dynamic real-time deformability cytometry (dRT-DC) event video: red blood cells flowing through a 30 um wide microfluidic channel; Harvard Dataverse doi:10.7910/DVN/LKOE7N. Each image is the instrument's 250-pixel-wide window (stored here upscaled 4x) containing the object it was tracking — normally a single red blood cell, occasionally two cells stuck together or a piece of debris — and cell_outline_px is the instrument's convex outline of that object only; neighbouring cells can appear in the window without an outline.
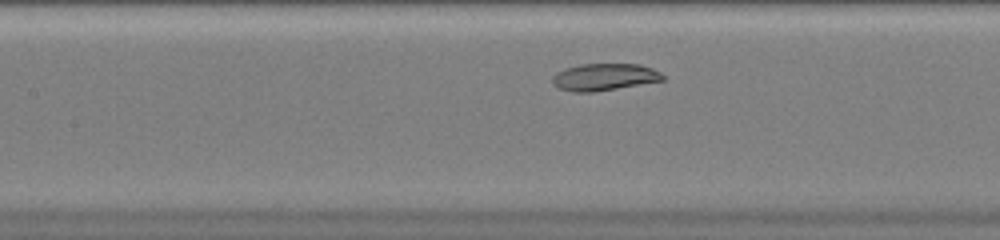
{"species": "common noctule bat (a hibernating species)", "species_latin": "Nyctalus noctula", "temperature_condition": "warm", "stored_images_in_passage": 34, "camera_frame_rate_fps": 3000, "um_per_image_px": 0.085, "animal": {"sex": "female", "body_mass_g": 20.0, "forearm_length_mm": 54.0}, "frame": {"image": 1, "passage_image": 16, "time_ms": 5.0, "image_size_px": [1000, 240], "cell_outline_px": [[664, 80], [596, 92], [572, 92], [556, 88], [552, 84], [552, 76], [556, 72], [564, 68], [580, 64], [640, 64], [652, 68], [660, 72], [664, 76]], "centroid_in_image_um": [51.31, 6.55], "position_along_channel_um": 156.1, "area_um2": 17.63}}
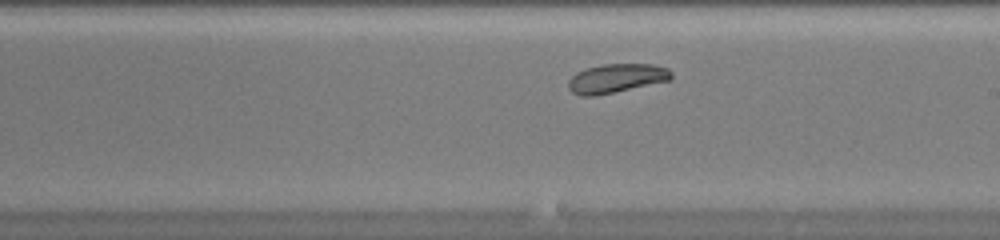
{"frame": {"image": 2, "passage_image": 22, "time_ms": 7.0, "image_size_px": [1000, 240], "cell_outline_px": [[672, 80], [592, 96], [580, 96], [572, 92], [568, 88], [568, 80], [576, 72], [584, 68], [600, 64], [652, 64], [668, 68], [672, 72]], "centroid_in_image_um": [52.37, 6.64], "position_along_channel_um": 236.6, "area_um2": 17.46}}
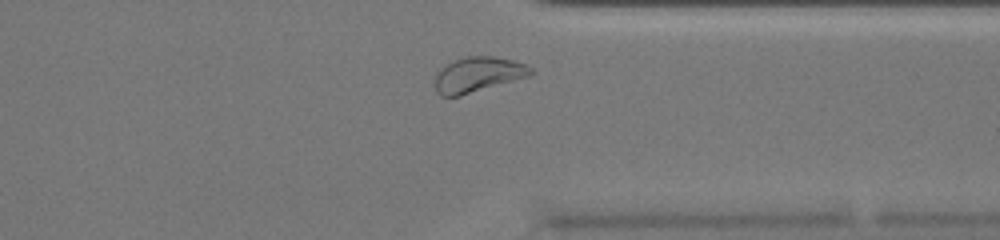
{"frame": {"image": 3, "passage_image": 32, "time_ms": 10.333, "image_size_px": [1000, 240], "cell_outline_px": [[536, 72], [528, 76], [460, 96], [440, 96], [436, 92], [436, 72], [440, 68], [456, 60], [468, 56], [492, 56], [512, 60], [524, 64], [532, 68]], "centroid_in_image_um": [40.62, 6.34], "position_along_channel_um": 370.8, "area_um2": 19.36}, "authors_computed_cell_mechanics": {"area_um2": 18.1203, "velocity_mm_per_s": 4.0345, "shape_relaxation_time_tau1_ms": 2.9142, "shape_relaxation_time_tau2_ms": null, "deformation_change_tau1": 0.0886, "deformation_change_tau2": null}}